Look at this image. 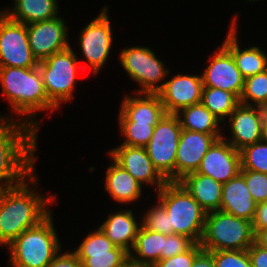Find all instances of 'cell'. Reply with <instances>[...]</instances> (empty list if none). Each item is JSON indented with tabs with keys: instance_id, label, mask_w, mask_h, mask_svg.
<instances>
[{
	"instance_id": "6da1fadb",
	"label": "cell",
	"mask_w": 267,
	"mask_h": 267,
	"mask_svg": "<svg viewBox=\"0 0 267 267\" xmlns=\"http://www.w3.org/2000/svg\"><path fill=\"white\" fill-rule=\"evenodd\" d=\"M30 181L36 186L34 172L21 184L0 192V245H10L23 231L37 226L52 213L47 206L56 195H40L29 189Z\"/></svg>"
},
{
	"instance_id": "7a4b0ae2",
	"label": "cell",
	"mask_w": 267,
	"mask_h": 267,
	"mask_svg": "<svg viewBox=\"0 0 267 267\" xmlns=\"http://www.w3.org/2000/svg\"><path fill=\"white\" fill-rule=\"evenodd\" d=\"M37 131L19 119L0 127V192L34 172Z\"/></svg>"
},
{
	"instance_id": "3957f363",
	"label": "cell",
	"mask_w": 267,
	"mask_h": 267,
	"mask_svg": "<svg viewBox=\"0 0 267 267\" xmlns=\"http://www.w3.org/2000/svg\"><path fill=\"white\" fill-rule=\"evenodd\" d=\"M0 83L3 95L11 103L13 112L24 115L25 118L23 117L21 121L36 131L39 125L34 114L41 110H57L46 94L38 66L33 68L0 67Z\"/></svg>"
},
{
	"instance_id": "277c9868",
	"label": "cell",
	"mask_w": 267,
	"mask_h": 267,
	"mask_svg": "<svg viewBox=\"0 0 267 267\" xmlns=\"http://www.w3.org/2000/svg\"><path fill=\"white\" fill-rule=\"evenodd\" d=\"M157 196L169 216L170 235H185L195 243H200L206 212L185 187L179 181H168Z\"/></svg>"
},
{
	"instance_id": "5b68a950",
	"label": "cell",
	"mask_w": 267,
	"mask_h": 267,
	"mask_svg": "<svg viewBox=\"0 0 267 267\" xmlns=\"http://www.w3.org/2000/svg\"><path fill=\"white\" fill-rule=\"evenodd\" d=\"M8 247L11 267H48L62 249L52 213L37 226L23 231Z\"/></svg>"
},
{
	"instance_id": "8992f818",
	"label": "cell",
	"mask_w": 267,
	"mask_h": 267,
	"mask_svg": "<svg viewBox=\"0 0 267 267\" xmlns=\"http://www.w3.org/2000/svg\"><path fill=\"white\" fill-rule=\"evenodd\" d=\"M254 235L251 221L217 210L206 213L200 245L205 251L247 250Z\"/></svg>"
},
{
	"instance_id": "52a82bcc",
	"label": "cell",
	"mask_w": 267,
	"mask_h": 267,
	"mask_svg": "<svg viewBox=\"0 0 267 267\" xmlns=\"http://www.w3.org/2000/svg\"><path fill=\"white\" fill-rule=\"evenodd\" d=\"M73 48L54 53L38 62L44 88L49 100L58 108L63 102L73 99L78 58Z\"/></svg>"
},
{
	"instance_id": "ba28073f",
	"label": "cell",
	"mask_w": 267,
	"mask_h": 267,
	"mask_svg": "<svg viewBox=\"0 0 267 267\" xmlns=\"http://www.w3.org/2000/svg\"><path fill=\"white\" fill-rule=\"evenodd\" d=\"M182 131L175 114H165L156 124L146 151L154 167L167 180L175 181V161Z\"/></svg>"
},
{
	"instance_id": "9c48e42d",
	"label": "cell",
	"mask_w": 267,
	"mask_h": 267,
	"mask_svg": "<svg viewBox=\"0 0 267 267\" xmlns=\"http://www.w3.org/2000/svg\"><path fill=\"white\" fill-rule=\"evenodd\" d=\"M119 61L130 78L141 85L137 93H158L162 89L158 82L169 74L163 61L148 47H127L121 50Z\"/></svg>"
},
{
	"instance_id": "30bf717a",
	"label": "cell",
	"mask_w": 267,
	"mask_h": 267,
	"mask_svg": "<svg viewBox=\"0 0 267 267\" xmlns=\"http://www.w3.org/2000/svg\"><path fill=\"white\" fill-rule=\"evenodd\" d=\"M38 66L28 42L27 25L11 20L0 11V67Z\"/></svg>"
},
{
	"instance_id": "8fae6325",
	"label": "cell",
	"mask_w": 267,
	"mask_h": 267,
	"mask_svg": "<svg viewBox=\"0 0 267 267\" xmlns=\"http://www.w3.org/2000/svg\"><path fill=\"white\" fill-rule=\"evenodd\" d=\"M107 10L108 7L105 6L101 13L82 29L79 36V48L94 75H98L105 64L112 46L113 35Z\"/></svg>"
},
{
	"instance_id": "7c38bea8",
	"label": "cell",
	"mask_w": 267,
	"mask_h": 267,
	"mask_svg": "<svg viewBox=\"0 0 267 267\" xmlns=\"http://www.w3.org/2000/svg\"><path fill=\"white\" fill-rule=\"evenodd\" d=\"M67 31L64 20L59 16L27 25L29 46L38 62L70 47Z\"/></svg>"
},
{
	"instance_id": "4fadbf2b",
	"label": "cell",
	"mask_w": 267,
	"mask_h": 267,
	"mask_svg": "<svg viewBox=\"0 0 267 267\" xmlns=\"http://www.w3.org/2000/svg\"><path fill=\"white\" fill-rule=\"evenodd\" d=\"M211 58L210 64L201 74L204 87L226 90L240 99L245 78L237 68L231 52L222 44Z\"/></svg>"
},
{
	"instance_id": "5bb4252c",
	"label": "cell",
	"mask_w": 267,
	"mask_h": 267,
	"mask_svg": "<svg viewBox=\"0 0 267 267\" xmlns=\"http://www.w3.org/2000/svg\"><path fill=\"white\" fill-rule=\"evenodd\" d=\"M74 253L82 267H119L129 255L115 246L99 228L88 234Z\"/></svg>"
},
{
	"instance_id": "9a60e30c",
	"label": "cell",
	"mask_w": 267,
	"mask_h": 267,
	"mask_svg": "<svg viewBox=\"0 0 267 267\" xmlns=\"http://www.w3.org/2000/svg\"><path fill=\"white\" fill-rule=\"evenodd\" d=\"M158 92L166 114H176L180 109L201 103L203 82L201 75L174 76L161 84Z\"/></svg>"
},
{
	"instance_id": "2e32d148",
	"label": "cell",
	"mask_w": 267,
	"mask_h": 267,
	"mask_svg": "<svg viewBox=\"0 0 267 267\" xmlns=\"http://www.w3.org/2000/svg\"><path fill=\"white\" fill-rule=\"evenodd\" d=\"M240 169V152L222 137L209 148L196 173L224 184L240 173Z\"/></svg>"
},
{
	"instance_id": "e0dca14e",
	"label": "cell",
	"mask_w": 267,
	"mask_h": 267,
	"mask_svg": "<svg viewBox=\"0 0 267 267\" xmlns=\"http://www.w3.org/2000/svg\"><path fill=\"white\" fill-rule=\"evenodd\" d=\"M109 155L142 185H155L159 191L168 182L154 167L146 148L119 145Z\"/></svg>"
},
{
	"instance_id": "ac0fdd59",
	"label": "cell",
	"mask_w": 267,
	"mask_h": 267,
	"mask_svg": "<svg viewBox=\"0 0 267 267\" xmlns=\"http://www.w3.org/2000/svg\"><path fill=\"white\" fill-rule=\"evenodd\" d=\"M265 109L240 103L229 116L233 135L227 142L238 151L262 140Z\"/></svg>"
},
{
	"instance_id": "d6986e66",
	"label": "cell",
	"mask_w": 267,
	"mask_h": 267,
	"mask_svg": "<svg viewBox=\"0 0 267 267\" xmlns=\"http://www.w3.org/2000/svg\"><path fill=\"white\" fill-rule=\"evenodd\" d=\"M216 140L212 134L182 129L176 151L175 181L196 172L202 158Z\"/></svg>"
},
{
	"instance_id": "ffe728a7",
	"label": "cell",
	"mask_w": 267,
	"mask_h": 267,
	"mask_svg": "<svg viewBox=\"0 0 267 267\" xmlns=\"http://www.w3.org/2000/svg\"><path fill=\"white\" fill-rule=\"evenodd\" d=\"M256 205L241 173L223 184L221 211L252 222Z\"/></svg>"
},
{
	"instance_id": "44dd1931",
	"label": "cell",
	"mask_w": 267,
	"mask_h": 267,
	"mask_svg": "<svg viewBox=\"0 0 267 267\" xmlns=\"http://www.w3.org/2000/svg\"><path fill=\"white\" fill-rule=\"evenodd\" d=\"M136 94L139 96L124 97L119 121L159 122L166 112L158 93Z\"/></svg>"
},
{
	"instance_id": "7402d4cb",
	"label": "cell",
	"mask_w": 267,
	"mask_h": 267,
	"mask_svg": "<svg viewBox=\"0 0 267 267\" xmlns=\"http://www.w3.org/2000/svg\"><path fill=\"white\" fill-rule=\"evenodd\" d=\"M236 18L232 22L223 45L231 52L242 76L247 78L267 69V55L258 46H252L244 50L240 49L237 38Z\"/></svg>"
},
{
	"instance_id": "603a6c76",
	"label": "cell",
	"mask_w": 267,
	"mask_h": 267,
	"mask_svg": "<svg viewBox=\"0 0 267 267\" xmlns=\"http://www.w3.org/2000/svg\"><path fill=\"white\" fill-rule=\"evenodd\" d=\"M179 182L206 213L220 210L222 183L196 172L185 175Z\"/></svg>"
},
{
	"instance_id": "cb8c5ba5",
	"label": "cell",
	"mask_w": 267,
	"mask_h": 267,
	"mask_svg": "<svg viewBox=\"0 0 267 267\" xmlns=\"http://www.w3.org/2000/svg\"><path fill=\"white\" fill-rule=\"evenodd\" d=\"M142 224L136 222L132 210H121L111 213L99 229L111 240V242L129 254L132 250L138 230Z\"/></svg>"
},
{
	"instance_id": "d4e9b609",
	"label": "cell",
	"mask_w": 267,
	"mask_h": 267,
	"mask_svg": "<svg viewBox=\"0 0 267 267\" xmlns=\"http://www.w3.org/2000/svg\"><path fill=\"white\" fill-rule=\"evenodd\" d=\"M112 163L107 168L105 189L113 200L118 203L136 201L142 193L140 184L131 174L119 165L112 157Z\"/></svg>"
},
{
	"instance_id": "484cf974",
	"label": "cell",
	"mask_w": 267,
	"mask_h": 267,
	"mask_svg": "<svg viewBox=\"0 0 267 267\" xmlns=\"http://www.w3.org/2000/svg\"><path fill=\"white\" fill-rule=\"evenodd\" d=\"M13 10L5 9L11 20L23 24L47 21L58 17L57 0H14Z\"/></svg>"
},
{
	"instance_id": "4316f807",
	"label": "cell",
	"mask_w": 267,
	"mask_h": 267,
	"mask_svg": "<svg viewBox=\"0 0 267 267\" xmlns=\"http://www.w3.org/2000/svg\"><path fill=\"white\" fill-rule=\"evenodd\" d=\"M182 129L212 134L217 139L222 138L220 120L215 117L202 103L180 109L175 114Z\"/></svg>"
},
{
	"instance_id": "83f0119b",
	"label": "cell",
	"mask_w": 267,
	"mask_h": 267,
	"mask_svg": "<svg viewBox=\"0 0 267 267\" xmlns=\"http://www.w3.org/2000/svg\"><path fill=\"white\" fill-rule=\"evenodd\" d=\"M164 240H166V234L146 229L141 225L132 248L133 250L130 251L129 255L135 260L153 267L160 261L161 251H164ZM134 252L138 256L133 254Z\"/></svg>"
},
{
	"instance_id": "f1b7e54d",
	"label": "cell",
	"mask_w": 267,
	"mask_h": 267,
	"mask_svg": "<svg viewBox=\"0 0 267 267\" xmlns=\"http://www.w3.org/2000/svg\"><path fill=\"white\" fill-rule=\"evenodd\" d=\"M201 103L222 123L240 104V99L226 90L203 87Z\"/></svg>"
},
{
	"instance_id": "f546056e",
	"label": "cell",
	"mask_w": 267,
	"mask_h": 267,
	"mask_svg": "<svg viewBox=\"0 0 267 267\" xmlns=\"http://www.w3.org/2000/svg\"><path fill=\"white\" fill-rule=\"evenodd\" d=\"M240 103L267 108V69L259 74L245 78Z\"/></svg>"
},
{
	"instance_id": "4dcf8cb0",
	"label": "cell",
	"mask_w": 267,
	"mask_h": 267,
	"mask_svg": "<svg viewBox=\"0 0 267 267\" xmlns=\"http://www.w3.org/2000/svg\"><path fill=\"white\" fill-rule=\"evenodd\" d=\"M158 122H134L119 121L122 135L125 142L121 145L145 148L150 141L154 128Z\"/></svg>"
},
{
	"instance_id": "1f68e13d",
	"label": "cell",
	"mask_w": 267,
	"mask_h": 267,
	"mask_svg": "<svg viewBox=\"0 0 267 267\" xmlns=\"http://www.w3.org/2000/svg\"><path fill=\"white\" fill-rule=\"evenodd\" d=\"M240 152L241 169L267 174V143L263 140L243 147Z\"/></svg>"
},
{
	"instance_id": "d6a6232c",
	"label": "cell",
	"mask_w": 267,
	"mask_h": 267,
	"mask_svg": "<svg viewBox=\"0 0 267 267\" xmlns=\"http://www.w3.org/2000/svg\"><path fill=\"white\" fill-rule=\"evenodd\" d=\"M215 267H252L248 250L208 251Z\"/></svg>"
},
{
	"instance_id": "836d02e7",
	"label": "cell",
	"mask_w": 267,
	"mask_h": 267,
	"mask_svg": "<svg viewBox=\"0 0 267 267\" xmlns=\"http://www.w3.org/2000/svg\"><path fill=\"white\" fill-rule=\"evenodd\" d=\"M143 218L141 224L144 228L170 235L169 216L165 208L159 202H157L153 208L151 207Z\"/></svg>"
},
{
	"instance_id": "e575fe53",
	"label": "cell",
	"mask_w": 267,
	"mask_h": 267,
	"mask_svg": "<svg viewBox=\"0 0 267 267\" xmlns=\"http://www.w3.org/2000/svg\"><path fill=\"white\" fill-rule=\"evenodd\" d=\"M252 198L257 204L267 201V174L240 169Z\"/></svg>"
},
{
	"instance_id": "d590c367",
	"label": "cell",
	"mask_w": 267,
	"mask_h": 267,
	"mask_svg": "<svg viewBox=\"0 0 267 267\" xmlns=\"http://www.w3.org/2000/svg\"><path fill=\"white\" fill-rule=\"evenodd\" d=\"M194 244L195 242L185 235H166V240H164V251H161L160 260L184 253Z\"/></svg>"
},
{
	"instance_id": "8d00e7d4",
	"label": "cell",
	"mask_w": 267,
	"mask_h": 267,
	"mask_svg": "<svg viewBox=\"0 0 267 267\" xmlns=\"http://www.w3.org/2000/svg\"><path fill=\"white\" fill-rule=\"evenodd\" d=\"M202 250L200 243H195L186 252L160 260L153 267H191L194 258Z\"/></svg>"
},
{
	"instance_id": "74e56055",
	"label": "cell",
	"mask_w": 267,
	"mask_h": 267,
	"mask_svg": "<svg viewBox=\"0 0 267 267\" xmlns=\"http://www.w3.org/2000/svg\"><path fill=\"white\" fill-rule=\"evenodd\" d=\"M48 267H82V263L74 252H66L58 253Z\"/></svg>"
},
{
	"instance_id": "f35d334b",
	"label": "cell",
	"mask_w": 267,
	"mask_h": 267,
	"mask_svg": "<svg viewBox=\"0 0 267 267\" xmlns=\"http://www.w3.org/2000/svg\"><path fill=\"white\" fill-rule=\"evenodd\" d=\"M252 267H267V250L255 242L247 249Z\"/></svg>"
},
{
	"instance_id": "ab89813d",
	"label": "cell",
	"mask_w": 267,
	"mask_h": 267,
	"mask_svg": "<svg viewBox=\"0 0 267 267\" xmlns=\"http://www.w3.org/2000/svg\"><path fill=\"white\" fill-rule=\"evenodd\" d=\"M252 228L253 230L267 228V201L256 205Z\"/></svg>"
},
{
	"instance_id": "60d3db41",
	"label": "cell",
	"mask_w": 267,
	"mask_h": 267,
	"mask_svg": "<svg viewBox=\"0 0 267 267\" xmlns=\"http://www.w3.org/2000/svg\"><path fill=\"white\" fill-rule=\"evenodd\" d=\"M191 267H215L213 256L202 250L193 260Z\"/></svg>"
},
{
	"instance_id": "b9f144b4",
	"label": "cell",
	"mask_w": 267,
	"mask_h": 267,
	"mask_svg": "<svg viewBox=\"0 0 267 267\" xmlns=\"http://www.w3.org/2000/svg\"><path fill=\"white\" fill-rule=\"evenodd\" d=\"M254 231V242L267 250V228L262 230H253Z\"/></svg>"
},
{
	"instance_id": "7bdbcfd3",
	"label": "cell",
	"mask_w": 267,
	"mask_h": 267,
	"mask_svg": "<svg viewBox=\"0 0 267 267\" xmlns=\"http://www.w3.org/2000/svg\"><path fill=\"white\" fill-rule=\"evenodd\" d=\"M119 267H152L149 264L142 263L140 261L135 260L130 255L122 262Z\"/></svg>"
},
{
	"instance_id": "ee69618b",
	"label": "cell",
	"mask_w": 267,
	"mask_h": 267,
	"mask_svg": "<svg viewBox=\"0 0 267 267\" xmlns=\"http://www.w3.org/2000/svg\"><path fill=\"white\" fill-rule=\"evenodd\" d=\"M262 140L267 143V110L263 121Z\"/></svg>"
},
{
	"instance_id": "f6af8a7d",
	"label": "cell",
	"mask_w": 267,
	"mask_h": 267,
	"mask_svg": "<svg viewBox=\"0 0 267 267\" xmlns=\"http://www.w3.org/2000/svg\"><path fill=\"white\" fill-rule=\"evenodd\" d=\"M12 120H14V119H12L11 117L7 118L5 116H0V127L6 125L7 122H11Z\"/></svg>"
}]
</instances>
